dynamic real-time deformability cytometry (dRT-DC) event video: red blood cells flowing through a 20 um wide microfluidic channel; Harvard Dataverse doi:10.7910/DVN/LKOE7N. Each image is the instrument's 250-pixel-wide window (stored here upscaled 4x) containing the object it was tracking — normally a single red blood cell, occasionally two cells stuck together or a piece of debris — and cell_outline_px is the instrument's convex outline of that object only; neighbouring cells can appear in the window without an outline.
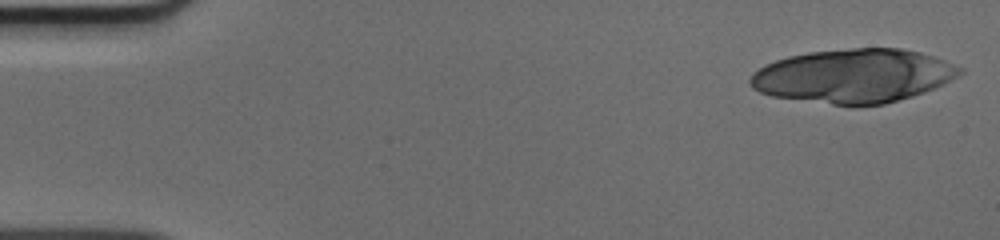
{"species": "human", "species_latin": "Homo sapiens", "temperature_condition": "cold", "stored_images_in_passage": 10, "camera_frame_rate_fps": 3000, "um_per_image_px": 0.085, "donor": {"sex": "male"}, "frame": {"image": 1, "passage_image": 1, "time_ms": 0.0, "image_size_px": [1000, 240], "cell_outline_px": [[964, 72], [924, 92], [912, 96], [884, 104], [852, 108], [772, 96], [760, 92], [752, 88], [748, 84], [748, 80], [752, 72], [764, 64], [788, 56], [808, 52], [852, 48], [900, 48], [920, 52], [944, 60], [964, 68]], "centroid_in_image_um": [72.49, 6.47], "position_along_channel_um": 12.5, "area_um2": 66.35}}